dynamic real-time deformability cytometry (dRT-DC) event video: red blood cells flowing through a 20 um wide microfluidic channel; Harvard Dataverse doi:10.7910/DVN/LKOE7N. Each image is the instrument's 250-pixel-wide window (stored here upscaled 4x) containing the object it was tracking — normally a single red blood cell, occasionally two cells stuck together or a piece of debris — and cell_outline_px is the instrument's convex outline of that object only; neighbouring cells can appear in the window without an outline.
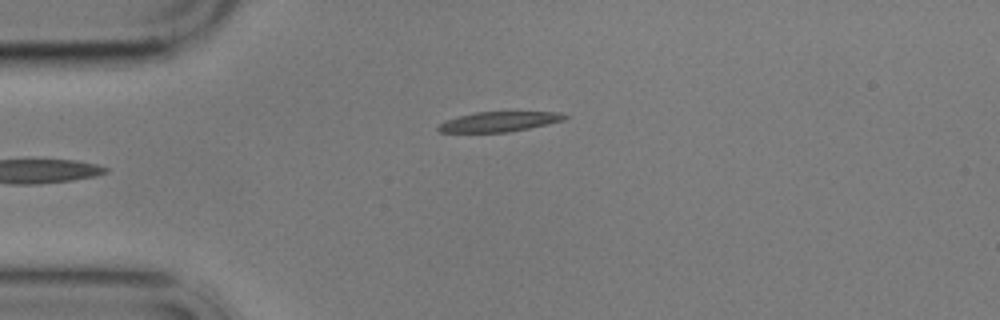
{"species": "common noctule bat (a hibernating species)", "species_latin": "Nyctalus noctula", "temperature_condition": "cold", "stored_images_in_passage": 6, "segment_of_instrument_passage": [2, 2], "camera_frame_rate_fps": 3000, "um_per_image_px": 0.085, "animal": {"sex": "male", "body_mass_g": 17.9}, "frame": {"image": 1, "passage_image": 6, "time_ms": 5.667, "image_size_px": [1000, 320], "cell_outline_px": [[568, 116], [564, 120], [548, 124], [512, 132], [440, 132], [436, 128], [440, 124], [448, 120], [460, 116], [476, 112], [560, 112]], "centroid_in_image_um": [42.47, 10.34], "position_along_channel_um": 42.5, "area_um2": 14.57}}